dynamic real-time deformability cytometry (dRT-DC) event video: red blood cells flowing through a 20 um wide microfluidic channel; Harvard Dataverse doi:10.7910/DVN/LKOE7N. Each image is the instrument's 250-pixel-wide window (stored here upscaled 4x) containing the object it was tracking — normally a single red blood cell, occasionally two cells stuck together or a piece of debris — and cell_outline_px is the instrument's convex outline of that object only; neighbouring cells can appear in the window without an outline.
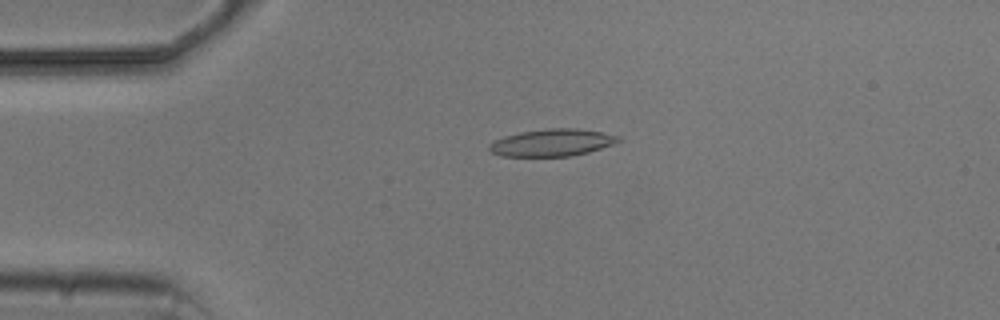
{"species": "common noctule bat (a hibernating species)", "species_latin": "Nyctalus noctula", "temperature_condition": "cold", "stored_images_in_passage": 6, "camera_frame_rate_fps": 3000, "um_per_image_px": 0.085, "animal": {"sex": "male", "body_mass_g": 20.5, "forearm_length_mm": 52.5}, "frame": {"image": 1, "passage_image": 4, "time_ms": 3.333, "image_size_px": [1000, 320], "cell_outline_px": [[624, 140], [588, 152], [572, 156], [500, 156], [492, 152], [488, 148], [488, 144], [504, 136], [520, 132], [548, 128], [576, 128], [600, 132], [620, 136]], "centroid_in_image_um": [46.93, 12.12], "position_along_channel_um": 38.1, "area_um2": 20.4}}
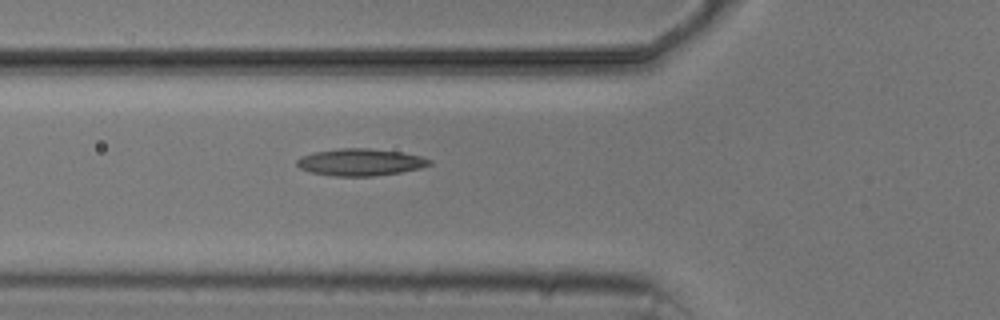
{"frame": {"image": 2, "passage_image": 6, "time_ms": 5.667, "image_size_px": [1000, 320], "cell_outline_px": [[432, 164], [420, 168], [400, 172], [372, 176], [332, 176], [312, 172], [300, 168], [296, 164], [296, 160], [300, 156], [316, 152], [340, 148], [368, 148], [400, 152], [420, 156], [432, 160]], "centroid_in_image_um": [30.62, 13.78], "position_along_channel_um": 95.2, "area_um2": 20.75}}